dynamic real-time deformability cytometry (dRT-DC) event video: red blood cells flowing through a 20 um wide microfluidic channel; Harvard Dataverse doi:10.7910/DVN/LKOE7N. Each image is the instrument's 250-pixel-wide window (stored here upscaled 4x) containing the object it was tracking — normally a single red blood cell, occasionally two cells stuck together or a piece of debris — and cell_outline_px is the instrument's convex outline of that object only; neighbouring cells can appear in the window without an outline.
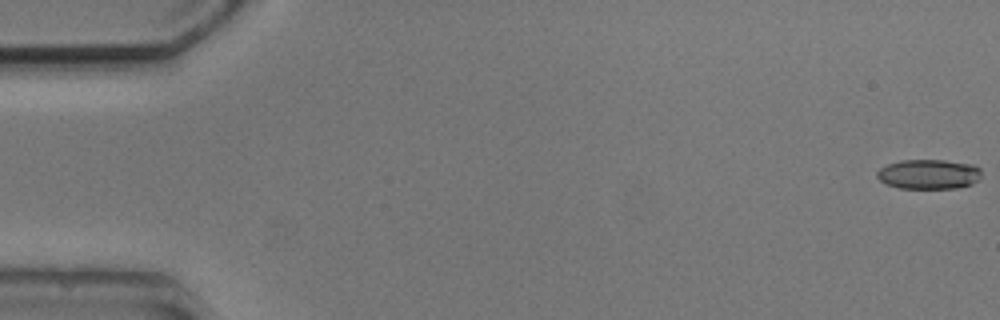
{"species": "common noctule bat (a hibernating species)", "species_latin": "Nyctalus noctula", "temperature_condition": "cold", "stored_images_in_passage": 4, "camera_frame_rate_fps": 3000, "um_per_image_px": 0.085, "animal": {"sex": "male", "body_mass_g": 20.5, "forearm_length_mm": 52.5}, "frame": {"image": 1, "passage_image": 1, "time_ms": 0.0, "image_size_px": [1000, 320], "cell_outline_px": [[980, 180], [972, 184], [956, 188], [900, 188], [888, 184], [880, 180], [876, 176], [876, 172], [880, 168], [888, 164], [900, 160], [944, 160], [976, 164], [980, 168]], "centroid_in_image_um": [78.98, 14.79], "position_along_channel_um": 6.0, "area_um2": 18.21}}
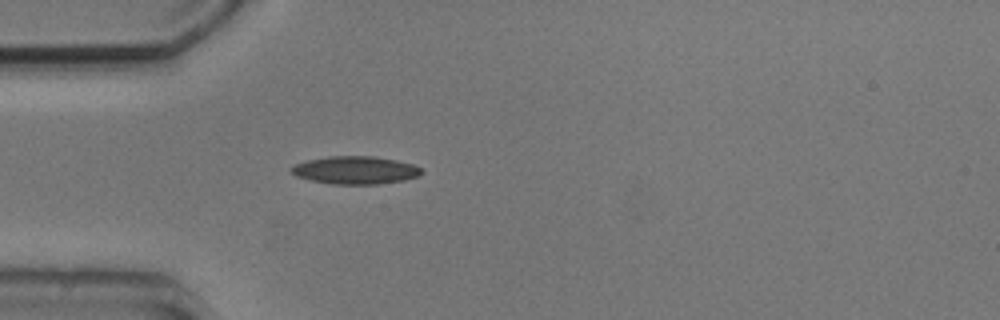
{"frame": {"image": 2, "passage_image": 4, "time_ms": 5.0, "image_size_px": [1000, 320], "cell_outline_px": [[424, 172], [420, 176], [404, 180], [380, 184], [332, 184], [312, 180], [296, 176], [288, 172], [288, 168], [296, 164], [308, 160], [328, 156], [372, 156], [396, 160], [412, 164], [420, 168]], "centroid_in_image_um": [30.19, 14.46], "position_along_channel_um": 54.8, "area_um2": 21.21}}